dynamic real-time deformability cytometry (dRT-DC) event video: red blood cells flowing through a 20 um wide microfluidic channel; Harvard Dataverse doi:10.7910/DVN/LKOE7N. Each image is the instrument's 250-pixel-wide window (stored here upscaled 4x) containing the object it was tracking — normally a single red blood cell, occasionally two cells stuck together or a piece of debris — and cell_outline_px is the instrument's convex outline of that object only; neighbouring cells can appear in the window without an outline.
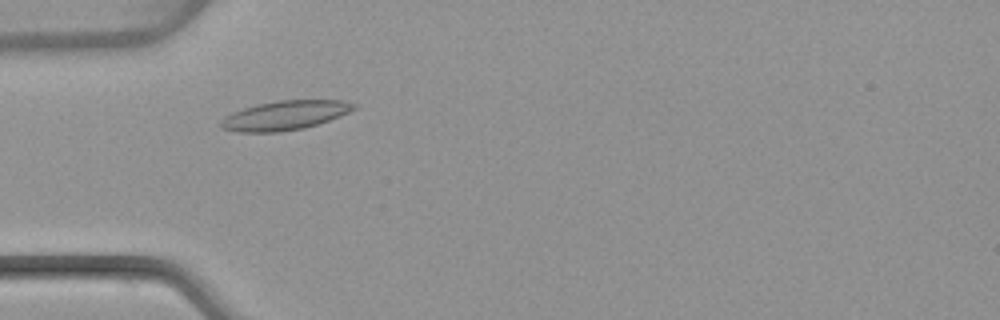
{"species": "common noctule bat (a hibernating species)", "species_latin": "Nyctalus noctula", "temperature_condition": "warm", "stored_images_in_passage": 44, "camera_frame_rate_fps": 3000, "um_per_image_px": 0.085, "animal": {"sex": "female", "body_mass_g": 22.7, "forearm_length_mm": 54.2}, "frame": {"image": 1, "passage_image": 9, "time_ms": 2.667, "image_size_px": [1000, 320], "cell_outline_px": [[356, 108], [340, 116], [304, 128], [280, 132], [236, 132], [220, 128], [220, 120], [224, 116], [232, 112], [256, 104], [276, 100], [344, 100], [356, 104]], "centroid_in_image_um": [24.17, 9.8], "position_along_channel_um": 60.8, "area_um2": 22.77}}
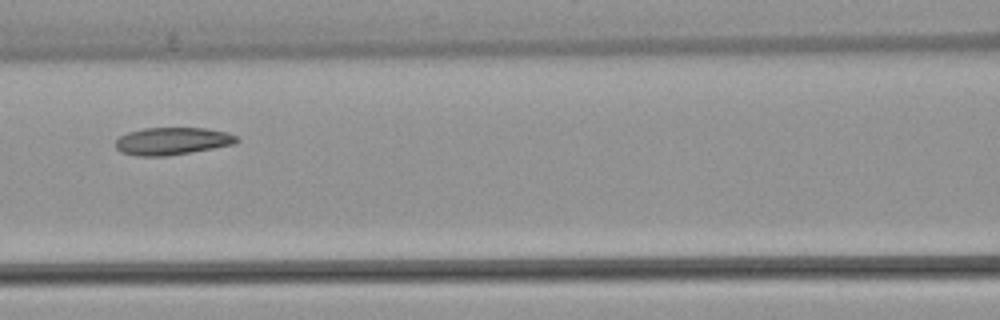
{"frame": {"image": 2, "passage_image": 16, "time_ms": 5.0, "image_size_px": [1000, 320], "cell_outline_px": [[240, 140], [236, 144], [168, 156], [136, 156], [120, 152], [116, 148], [116, 140], [120, 136], [128, 132], [144, 128], [204, 128], [228, 132], [236, 136]], "centroid_in_image_um": [14.65, 12.0], "position_along_channel_um": 152.0, "area_um2": 19.48}}
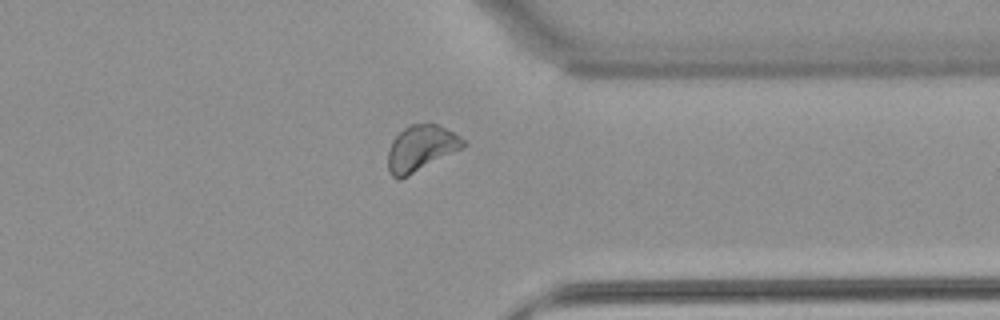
{"frame": {"image": 3, "passage_image": 33, "time_ms": 10.667, "image_size_px": [1000, 320], "cell_outline_px": [[468, 144], [464, 148], [400, 180], [396, 180], [388, 172], [388, 152], [392, 140], [404, 128], [412, 124], [428, 120], [460, 136]], "centroid_in_image_um": [35.79, 12.59], "position_along_channel_um": 375.6, "area_um2": 20.52}, "authors_computed_cell_mechanics": {"area_um2": 20.0855, "velocity_mm_per_s": 4.0159, "shape_relaxation_time_tau1_ms": 5.4853, "shape_relaxation_time_tau2_ms": 4.3994, "deformation_change_tau1": 0.1076, "deformation_change_tau2": 0.0998}}